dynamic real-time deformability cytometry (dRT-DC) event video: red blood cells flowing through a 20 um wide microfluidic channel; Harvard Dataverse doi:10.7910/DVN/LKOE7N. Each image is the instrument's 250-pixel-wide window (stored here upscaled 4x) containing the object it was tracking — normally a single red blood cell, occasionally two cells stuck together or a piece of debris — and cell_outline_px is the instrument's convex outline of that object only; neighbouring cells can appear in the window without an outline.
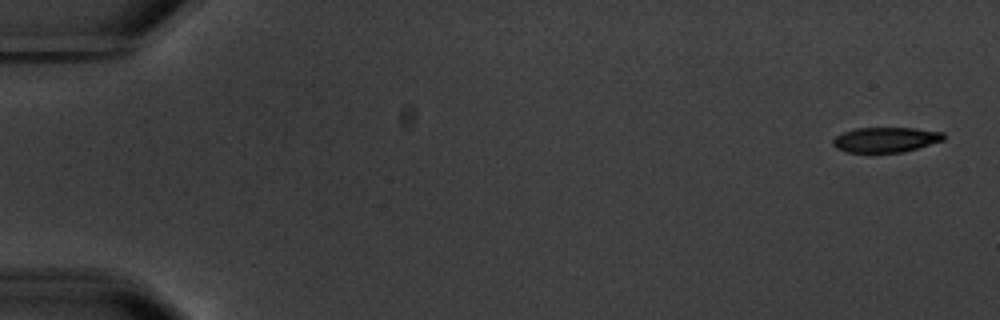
{"species": "common noctule bat (a hibernating species)", "species_latin": "Nyctalus noctula", "temperature_condition": "warm", "stored_images_in_passage": 5, "camera_frame_rate_fps": 3000, "um_per_image_px": 0.085, "animal": {"sex": "male", "body_mass_g": 20.1, "forearm_length_mm": 53.5}, "frame": {"image": 1, "passage_image": 1, "time_ms": 0.0, "image_size_px": [1000, 320], "cell_outline_px": [[944, 140], [904, 152], [848, 152], [836, 148], [832, 144], [832, 140], [836, 136], [844, 132], [856, 128], [916, 128], [944, 132]], "centroid_in_image_um": [75.29, 11.87], "position_along_channel_um": 9.7, "area_um2": 16.13}}
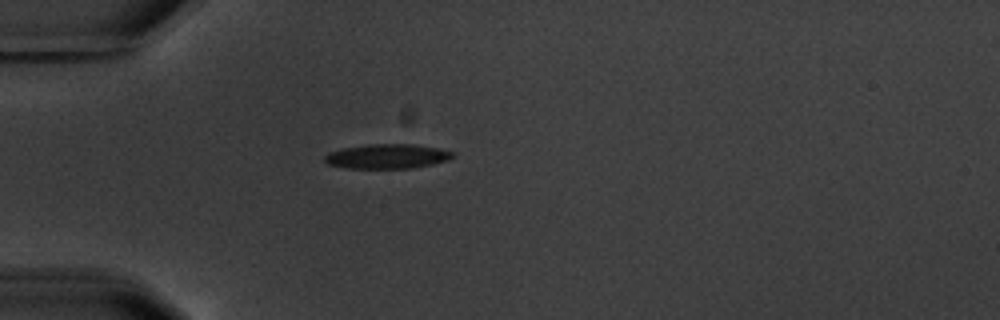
{"frame": {"image": 2, "passage_image": 5, "time_ms": 5.0, "image_size_px": [1000, 320], "cell_outline_px": [[456, 156], [448, 160], [432, 164], [412, 168], [348, 168], [328, 164], [324, 160], [324, 156], [328, 152], [344, 148], [368, 144], [416, 144], [440, 148], [456, 152]], "centroid_in_image_um": [32.97, 13.28], "position_along_channel_um": 52.0, "area_um2": 18.5}}